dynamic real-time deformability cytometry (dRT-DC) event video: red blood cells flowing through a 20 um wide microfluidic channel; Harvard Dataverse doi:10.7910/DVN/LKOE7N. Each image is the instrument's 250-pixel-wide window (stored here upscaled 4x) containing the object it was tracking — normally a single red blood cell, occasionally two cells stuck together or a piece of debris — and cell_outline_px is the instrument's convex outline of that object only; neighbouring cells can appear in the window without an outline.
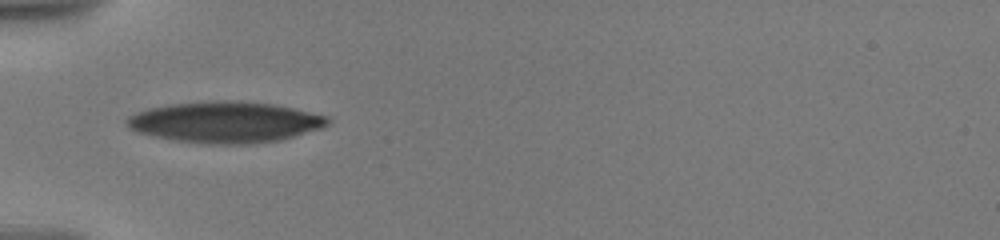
{"species": "human", "species_latin": "Homo sapiens", "temperature_condition": "warm", "stored_images_in_passage": 12, "camera_frame_rate_fps": 3000, "um_per_image_px": 0.085, "donor": {"sex": "male"}, "frame": {"image": 1, "passage_image": 1, "time_ms": 0.0, "image_size_px": [1000, 240], "cell_outline_px": [[332, 120], [324, 128], [280, 140], [248, 144], [208, 144], [172, 140], [152, 136], [136, 132], [128, 128], [124, 120], [128, 116], [136, 112], [148, 108], [168, 104], [212, 100], [240, 100], [276, 104], [332, 116]], "centroid_in_image_um": [19.17, 10.37], "position_along_channel_um": 65.8, "area_um2": 49.13}}
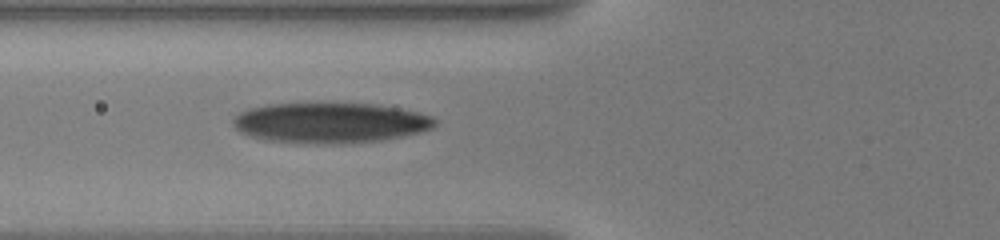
{"frame": {"image": 2, "passage_image": 6, "time_ms": 1.0, "image_size_px": [1000, 240], "cell_outline_px": [[436, 124], [432, 128], [420, 132], [380, 140], [332, 144], [264, 140], [248, 136], [240, 132], [232, 124], [232, 120], [240, 112], [248, 108], [268, 104], [376, 104], [400, 108], [432, 116], [436, 120]], "centroid_in_image_um": [28.04, 10.43], "position_along_channel_um": 97.8, "area_um2": 47.11}}
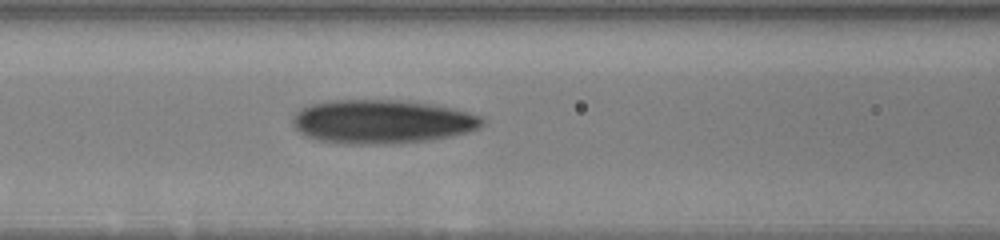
{"frame": {"image": 3, "passage_image": 11, "time_ms": 2.0, "image_size_px": [1000, 240], "cell_outline_px": [[484, 124], [480, 128], [468, 132], [452, 136], [428, 140], [392, 144], [344, 144], [316, 140], [304, 136], [292, 124], [292, 116], [300, 108], [312, 104], [332, 100], [400, 100], [432, 104], [452, 108], [468, 112], [480, 116], [484, 120]], "centroid_in_image_um": [32.45, 10.35], "position_along_channel_um": 134.2, "area_um2": 48.73}}